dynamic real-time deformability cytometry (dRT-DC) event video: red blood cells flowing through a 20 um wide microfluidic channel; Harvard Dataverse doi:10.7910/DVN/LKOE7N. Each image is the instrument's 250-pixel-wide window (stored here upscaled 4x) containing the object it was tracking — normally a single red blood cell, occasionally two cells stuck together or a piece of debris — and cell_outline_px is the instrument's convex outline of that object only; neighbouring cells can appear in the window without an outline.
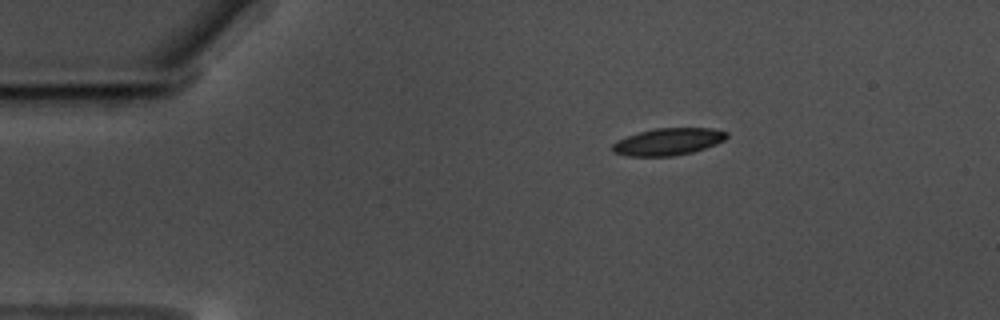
{"species": "common noctule bat (a hibernating species)", "species_latin": "Nyctalus noctula", "temperature_condition": "warm", "stored_images_in_passage": 49, "camera_frame_rate_fps": 3000, "um_per_image_px": 0.085, "animal": {"sex": "male", "body_mass_g": 17.5, "forearm_length_mm": 52.3}, "frame": {"image": 1, "passage_image": 1, "time_ms": 0.0, "image_size_px": [1000, 320], "cell_outline_px": [[728, 136], [724, 140], [716, 144], [692, 152], [672, 156], [628, 156], [612, 152], [612, 144], [616, 140], [640, 132], [656, 128], [712, 128], [728, 132]], "centroid_in_image_um": [56.79, 12.04], "position_along_channel_um": 28.2, "area_um2": 17.98}}
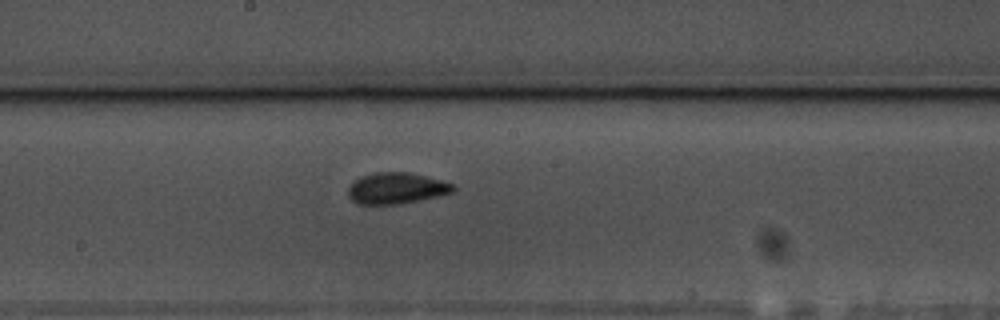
{"frame": {"image": 2, "passage_image": 22, "time_ms": 7.0, "image_size_px": [1000, 320], "cell_outline_px": [[456, 188], [452, 192], [420, 200], [400, 204], [356, 204], [348, 196], [348, 188], [352, 180], [360, 176], [376, 172], [408, 172], [456, 184]], "centroid_in_image_um": [33.65, 16.0], "position_along_channel_um": 214.5, "area_um2": 19.19}}
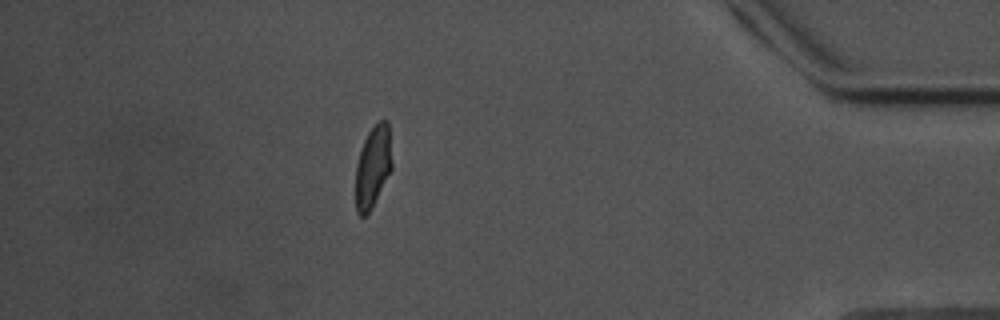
{"frame": {"image": 3, "passage_image": 42, "time_ms": 13.667, "image_size_px": [1000, 320], "cell_outline_px": [[392, 168], [368, 216], [360, 216], [356, 212], [356, 164], [360, 148], [368, 132], [380, 120], [388, 120], [392, 160]], "centroid_in_image_um": [31.69, 14.19], "position_along_channel_um": 403.5, "area_um2": 17.46}, "authors_computed_cell_mechanics": {"area_um2": 18.0336, "velocity_mm_per_s": 3.5083, "shape_relaxation_time_tau1_ms": 4.5991, "shape_relaxation_time_tau2_ms": 1.8684, "deformation_change_tau1": 0.1502, "deformation_change_tau2": 0.0828}}